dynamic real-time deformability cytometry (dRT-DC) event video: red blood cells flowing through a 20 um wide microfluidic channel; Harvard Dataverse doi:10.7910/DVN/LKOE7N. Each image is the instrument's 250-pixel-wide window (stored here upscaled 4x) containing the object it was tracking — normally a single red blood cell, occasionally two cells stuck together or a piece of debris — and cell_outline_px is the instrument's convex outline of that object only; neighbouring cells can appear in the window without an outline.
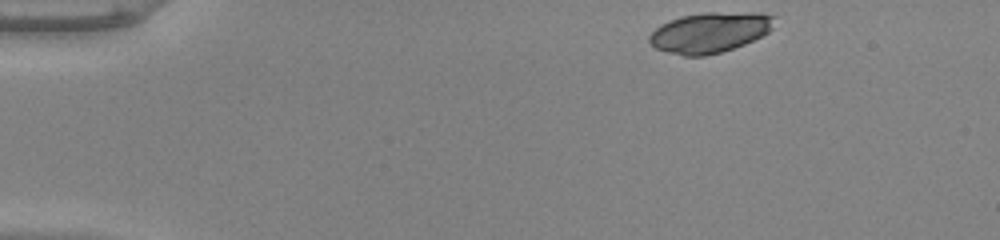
{"species": "common noctule bat (a hibernating species)", "species_latin": "Nyctalus noctula", "temperature_condition": "warm", "stored_images_in_passage": 46, "camera_frame_rate_fps": 3000, "um_per_image_px": 0.085, "animal": {"sex": "male", "body_mass_g": 20.0, "forearm_length_mm": 53.3}, "frame": {"image": 1, "passage_image": 1, "time_ms": 0.0, "image_size_px": [1000, 240], "cell_outline_px": [[776, 16], [772, 28], [768, 32], [744, 44], [720, 52], [704, 56], [684, 56], [668, 52], [656, 48], [648, 40], [648, 36], [660, 24], [680, 16], [704, 12], [760, 12]], "centroid_in_image_um": [60.34, 2.74], "position_along_channel_um": 24.7, "area_um2": 29.48}}
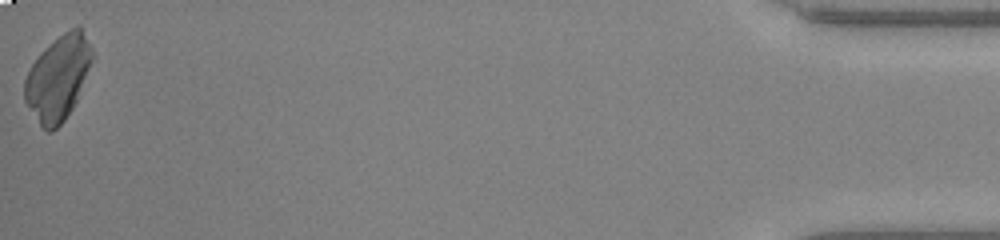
{"frame": {"image": 2, "passage_image": 46, "time_ms": 15.0, "image_size_px": [1000, 240], "cell_outline_px": [[92, 60], [76, 100], [72, 108], [64, 120], [52, 132], [48, 132], [40, 124], [24, 100], [24, 80], [32, 64], [40, 52], [44, 48], [64, 32], [80, 24], [92, 48]], "centroid_in_image_um": [4.92, 6.59], "position_along_channel_um": 430.3, "area_um2": 32.83}}